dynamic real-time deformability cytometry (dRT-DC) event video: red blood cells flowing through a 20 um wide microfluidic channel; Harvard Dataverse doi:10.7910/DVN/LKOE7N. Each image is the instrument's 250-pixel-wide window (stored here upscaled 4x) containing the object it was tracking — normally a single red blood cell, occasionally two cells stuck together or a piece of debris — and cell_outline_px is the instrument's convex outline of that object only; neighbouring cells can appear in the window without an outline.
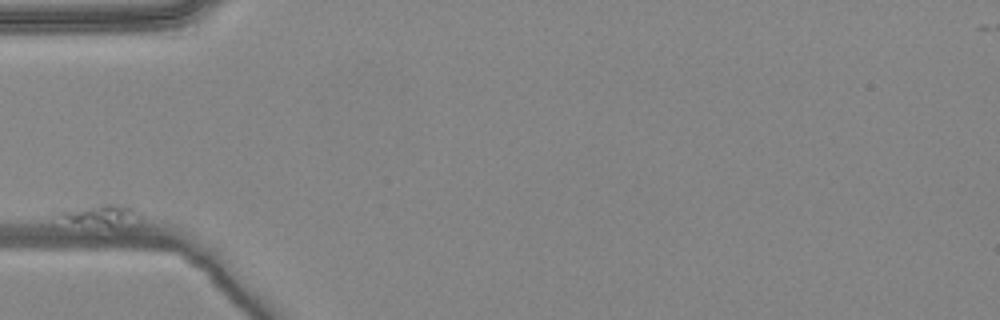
{"species": "common noctule bat (a hibernating species)", "species_latin": "Nyctalus noctula", "temperature_condition": "warm", "stored_images_in_passage": 10, "camera_frame_rate_fps": 3000, "um_per_image_px": 0.085, "animal": {"sex": "female", "body_mass_g": 24.6, "forearm_length_mm": 56.2}, "frame": {"image": 1, "passage_image": 1, "time_ms": 0.0, "image_size_px": [1000, 320], "cell_outline_px": [[140, 224], [120, 232], [116, 232], [72, 220], [52, 212], [64, 208], [104, 200], [112, 200], [132, 204], [140, 212]], "centroid_in_image_um": [8.85, 18.27], "position_along_channel_um": 76.1, "area_um2": 12.77}}
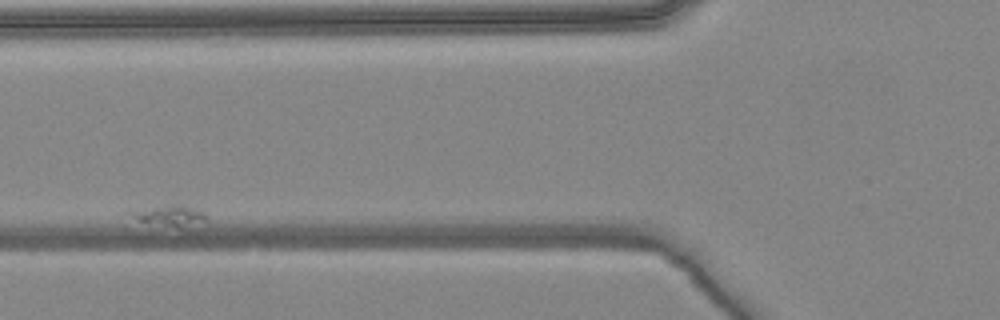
{"frame": {"image": 2, "passage_image": 2, "time_ms": 0.333, "image_size_px": [1000, 320], "cell_outline_px": [[208, 220], [204, 232], [188, 232], [140, 220], [124, 212], [124, 208], [164, 204], [184, 204], [200, 208], [208, 216]], "centroid_in_image_um": [14.62, 18.39], "position_along_channel_um": 111.2, "area_um2": 11.62}}
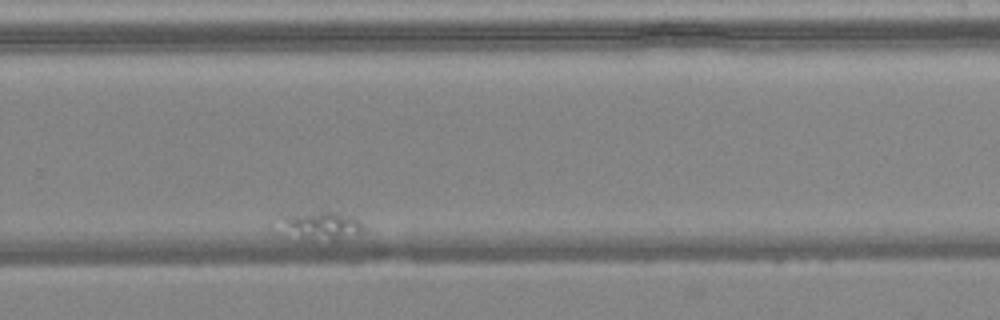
{"frame": {"image": 3, "passage_image": 10, "time_ms": 3.0, "image_size_px": [1000, 320], "cell_outline_px": [[360, 232], [340, 244], [296, 244], [276, 232], [276, 228], [284, 216], [320, 212], [336, 212], [348, 216], [356, 220], [360, 224]], "centroid_in_image_um": [27.06, 19.4], "position_along_channel_um": 302.7, "area_um2": 15.78}}